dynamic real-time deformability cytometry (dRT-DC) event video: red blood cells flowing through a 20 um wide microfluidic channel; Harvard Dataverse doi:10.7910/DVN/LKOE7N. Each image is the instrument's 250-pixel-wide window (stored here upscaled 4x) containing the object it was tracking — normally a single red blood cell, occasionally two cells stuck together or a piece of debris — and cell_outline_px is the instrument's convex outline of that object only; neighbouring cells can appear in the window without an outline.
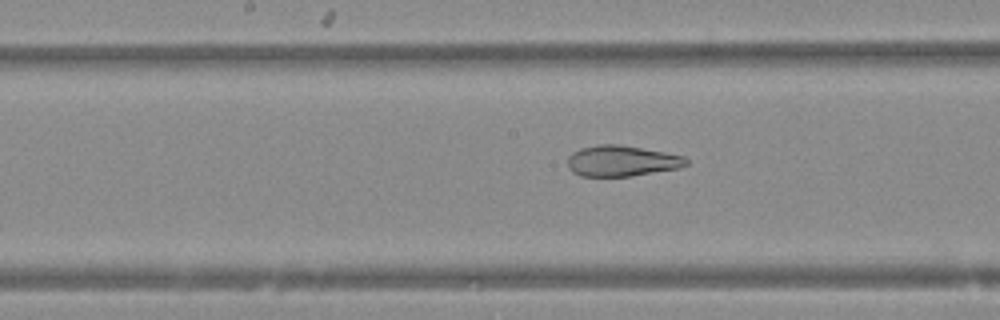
{"species": "Egyptian fruit bat (a non-hibernating species)", "species_latin": "Rousettus aegyptiacus", "temperature_condition": "warm", "stored_images_in_passage": 35, "camera_frame_rate_fps": 3000, "um_per_image_px": 0.085, "animal": {"sex": "female"}, "frame": {"image": 1, "passage_image": 10, "time_ms": 3.0, "image_size_px": [1000, 320], "cell_outline_px": [[688, 164], [676, 168], [632, 176], [580, 176], [572, 172], [568, 168], [568, 156], [572, 152], [580, 148], [596, 144], [620, 144], [664, 152], [684, 156], [688, 160]], "centroid_in_image_um": [52.8, 13.67], "position_along_channel_um": 195.4, "area_um2": 21.33}}
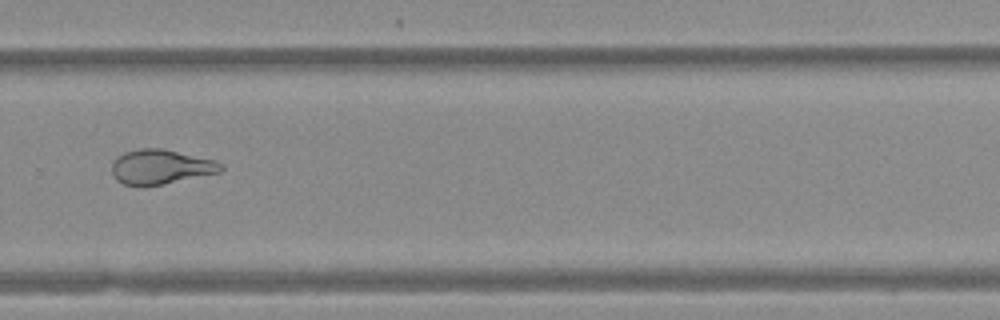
{"frame": {"image": 2, "passage_image": 19, "time_ms": 6.0, "image_size_px": [1000, 320], "cell_outline_px": [[224, 168], [220, 172], [160, 184], [124, 184], [116, 180], [112, 172], [112, 164], [116, 156], [124, 152], [140, 148], [164, 148], [216, 160], [224, 164]], "centroid_in_image_um": [13.68, 14.14], "position_along_channel_um": 316.1, "area_um2": 21.79}}
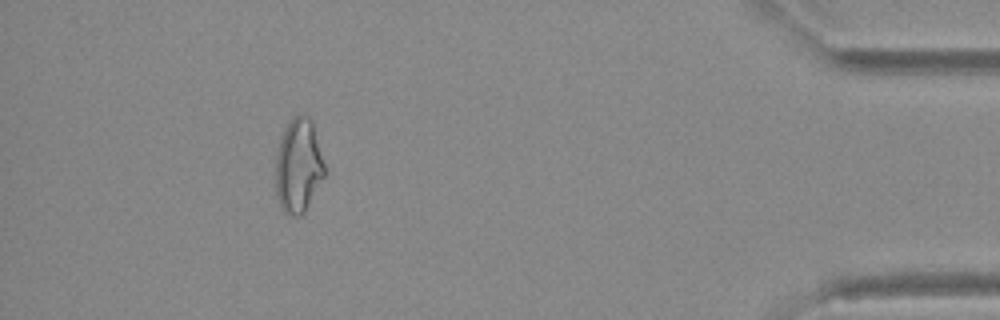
{"frame": {"image": 3, "passage_image": 30, "time_ms": 9.667, "image_size_px": [1000, 320], "cell_outline_px": [[324, 176], [304, 212], [300, 216], [292, 216], [284, 212], [280, 204], [276, 192], [276, 156], [280, 140], [284, 128], [288, 120], [292, 116], [308, 116], [312, 120], [324, 164]], "centroid_in_image_um": [25.35, 14.07], "position_along_channel_um": 409.9, "area_um2": 26.53}}